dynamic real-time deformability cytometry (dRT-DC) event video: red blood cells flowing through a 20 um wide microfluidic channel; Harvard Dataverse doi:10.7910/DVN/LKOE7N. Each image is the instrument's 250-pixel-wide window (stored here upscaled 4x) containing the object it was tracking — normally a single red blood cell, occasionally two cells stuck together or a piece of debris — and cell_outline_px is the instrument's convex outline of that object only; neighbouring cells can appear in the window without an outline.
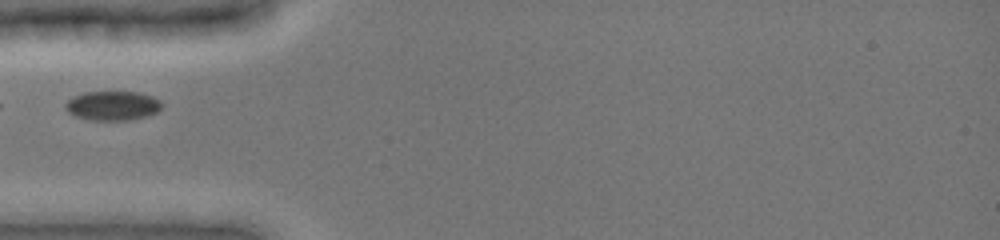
{"species": "common noctule bat (a hibernating species)", "species_latin": "Nyctalus noctula", "temperature_condition": "cold", "stored_images_in_passage": 3, "camera_frame_rate_fps": 3000, "um_per_image_px": 0.085, "animal": {"sex": "female", "body_mass_g": 19.0, "forearm_length_mm": 51.5}, "frame": {"image": 1, "passage_image": 2, "time_ms": 1.0, "image_size_px": [1000, 240], "cell_outline_px": [[164, 104], [156, 112], [148, 116], [128, 120], [92, 120], [76, 116], [68, 112], [64, 108], [64, 104], [68, 100], [84, 92], [136, 92], [152, 96], [160, 100]], "centroid_in_image_um": [9.58, 8.98], "position_along_channel_um": 75.4, "area_um2": 16.42}}